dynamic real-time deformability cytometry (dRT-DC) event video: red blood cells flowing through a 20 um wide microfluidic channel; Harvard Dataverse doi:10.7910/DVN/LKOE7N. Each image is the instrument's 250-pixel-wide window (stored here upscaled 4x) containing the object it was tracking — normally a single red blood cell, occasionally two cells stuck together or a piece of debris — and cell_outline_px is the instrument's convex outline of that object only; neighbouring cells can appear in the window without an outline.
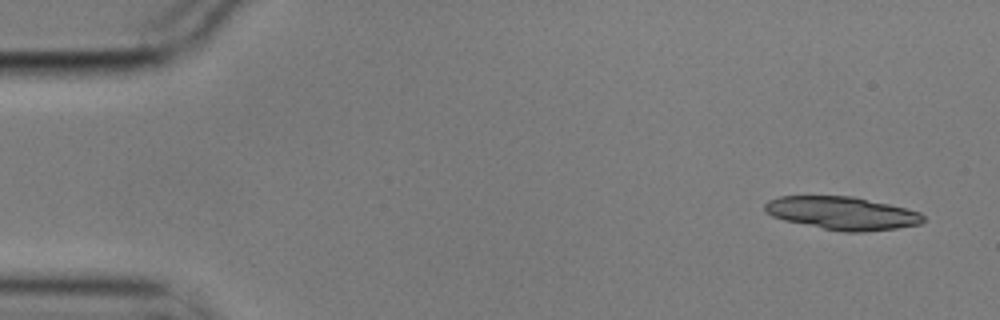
{"species": "common noctule bat (a hibernating species)", "species_latin": "Nyctalus noctula", "temperature_condition": "cold", "stored_images_in_passage": 5, "camera_frame_rate_fps": 3000, "um_per_image_px": 0.085, "animal": {"sex": "male", "body_mass_g": 17.9}, "frame": {"image": 1, "passage_image": 1, "time_ms": 0.0, "image_size_px": [1000, 320], "cell_outline_px": [[924, 220], [920, 224], [896, 228], [864, 232], [844, 232], [784, 220], [772, 216], [764, 208], [764, 204], [768, 200], [780, 196], [852, 196], [888, 204], [920, 212], [924, 216]], "centroid_in_image_um": [71.58, 18.11], "position_along_channel_um": 13.4, "area_um2": 30.17}}